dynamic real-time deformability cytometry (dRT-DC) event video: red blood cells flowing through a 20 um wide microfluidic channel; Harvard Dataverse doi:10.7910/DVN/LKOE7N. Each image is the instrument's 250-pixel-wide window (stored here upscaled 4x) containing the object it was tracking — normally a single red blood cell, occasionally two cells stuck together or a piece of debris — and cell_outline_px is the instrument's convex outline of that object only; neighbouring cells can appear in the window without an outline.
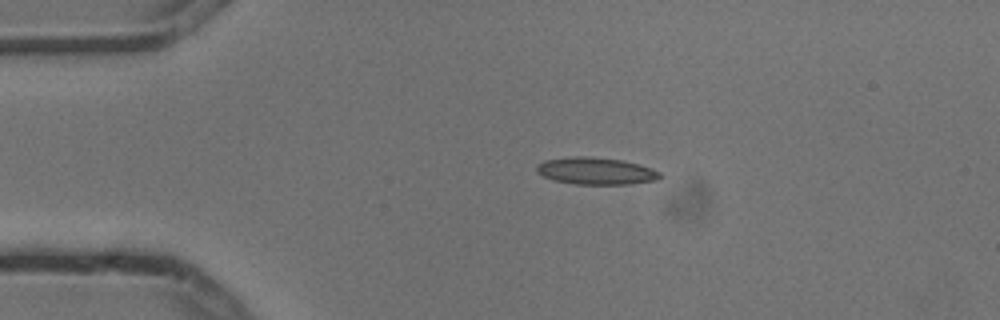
{"species": "common noctule bat (a hibernating species)", "species_latin": "Nyctalus noctula", "temperature_condition": "cold", "stored_images_in_passage": 2, "camera_frame_rate_fps": 3000, "um_per_image_px": 0.085, "animal": {"sex": "male", "body_mass_g": 13.3}, "frame": {"image": 1, "passage_image": 1, "time_ms": 0.0, "image_size_px": [1000, 320], "cell_outline_px": [[664, 176], [656, 180], [628, 184], [576, 184], [552, 180], [536, 172], [536, 164], [544, 160], [568, 156], [588, 156], [620, 160], [640, 164], [652, 168], [660, 172]], "centroid_in_image_um": [50.63, 14.52], "position_along_channel_um": 34.4, "area_um2": 19.65}}